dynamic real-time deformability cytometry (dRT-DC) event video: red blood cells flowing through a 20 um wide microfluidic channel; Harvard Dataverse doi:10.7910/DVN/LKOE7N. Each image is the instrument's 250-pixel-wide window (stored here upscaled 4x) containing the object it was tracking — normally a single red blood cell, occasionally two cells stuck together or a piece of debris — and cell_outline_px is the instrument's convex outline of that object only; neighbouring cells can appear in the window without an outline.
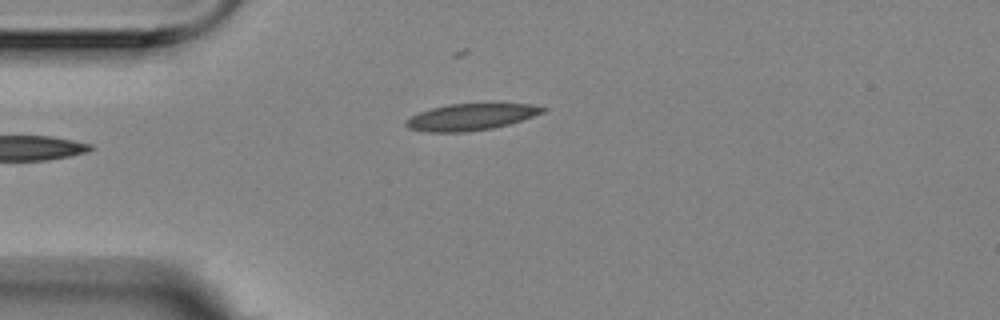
{"species": "Egyptian fruit bat (a non-hibernating species)", "species_latin": "Rousettus aegyptiacus", "temperature_condition": "room temperature", "stored_images_in_passage": 3, "camera_frame_rate_fps": 3000, "um_per_image_px": 0.085, "animal": {"sex": "female"}, "frame": {"image": 1, "passage_image": 3, "time_ms": 0.667, "image_size_px": [1000, 320], "cell_outline_px": [[548, 108], [544, 112], [508, 124], [492, 128], [464, 132], [428, 132], [408, 128], [404, 124], [404, 120], [420, 112], [432, 108], [448, 104], [492, 100], [532, 104]], "centroid_in_image_um": [40.08, 9.88], "position_along_channel_um": 44.9, "area_um2": 22.14}}